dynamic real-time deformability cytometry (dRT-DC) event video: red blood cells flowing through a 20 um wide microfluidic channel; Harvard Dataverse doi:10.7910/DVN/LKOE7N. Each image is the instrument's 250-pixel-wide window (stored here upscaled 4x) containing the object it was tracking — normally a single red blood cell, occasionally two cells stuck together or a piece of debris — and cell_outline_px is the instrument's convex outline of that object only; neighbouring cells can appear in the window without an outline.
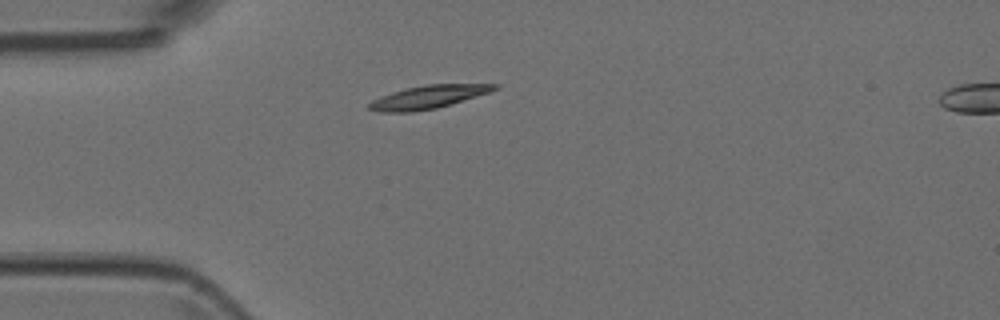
{"species": "Egyptian fruit bat (a non-hibernating species)", "species_latin": "Rousettus aegyptiacus", "temperature_condition": "room temperature", "stored_images_in_passage": 3, "camera_frame_rate_fps": 3000, "um_per_image_px": 0.085, "animal": {"sex": "female"}, "frame": {"image": 1, "passage_image": 2, "time_ms": 0.333, "image_size_px": [1000, 320], "cell_outline_px": [[500, 88], [488, 92], [436, 108], [412, 112], [380, 112], [368, 108], [368, 104], [372, 100], [380, 96], [392, 92], [408, 88], [428, 84], [500, 84]], "centroid_in_image_um": [36.37, 8.24], "position_along_channel_um": 48.6, "area_um2": 16.59}}